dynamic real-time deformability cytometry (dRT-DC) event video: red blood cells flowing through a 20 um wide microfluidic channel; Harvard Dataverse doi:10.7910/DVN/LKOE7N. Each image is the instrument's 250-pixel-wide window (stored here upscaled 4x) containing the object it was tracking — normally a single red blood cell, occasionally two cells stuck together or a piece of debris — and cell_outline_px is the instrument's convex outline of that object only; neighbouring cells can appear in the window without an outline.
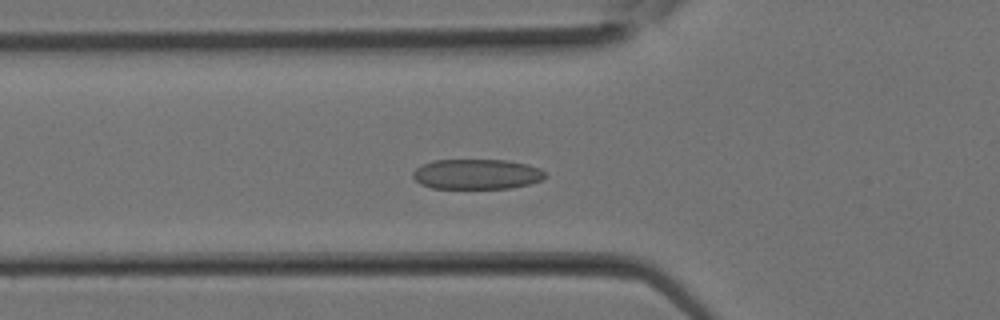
{"species": "Egyptian fruit bat (a non-hibernating species)", "species_latin": "Rousettus aegyptiacus", "temperature_condition": "room temperature", "stored_images_in_passage": 18, "camera_frame_rate_fps": 3000, "um_per_image_px": 0.085, "animal": {"sex": "female"}, "frame": {"image": 1, "passage_image": 10, "time_ms": 3.0, "image_size_px": [1000, 320], "cell_outline_px": [[544, 176], [540, 180], [528, 184], [512, 188], [432, 188], [420, 184], [412, 176], [412, 172], [416, 168], [424, 164], [436, 160], [504, 160], [528, 164], [540, 168], [544, 172]], "centroid_in_image_um": [40.5, 14.8], "position_along_channel_um": 85.3, "area_um2": 23.06}}
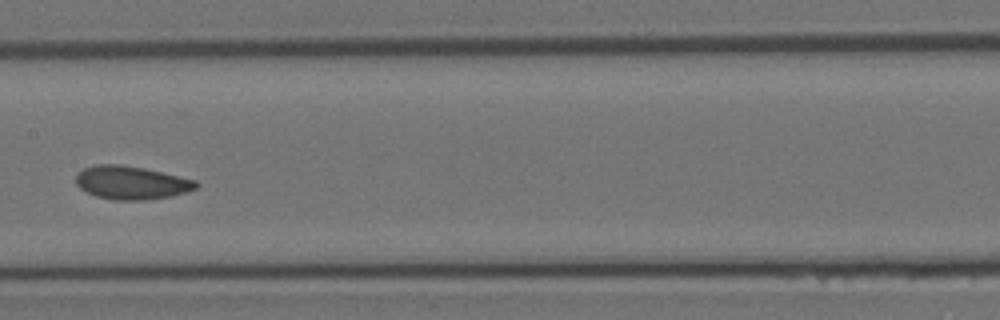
{"frame": {"image": 2, "passage_image": 15, "time_ms": 4.667, "image_size_px": [1000, 320], "cell_outline_px": [[200, 184], [196, 188], [184, 192], [168, 196], [144, 200], [112, 200], [96, 196], [80, 188], [76, 184], [76, 176], [84, 168], [96, 164], [120, 164], [144, 168], [196, 180]], "centroid_in_image_um": [11.15, 15.52], "position_along_channel_um": 196.3, "area_um2": 23.12}}
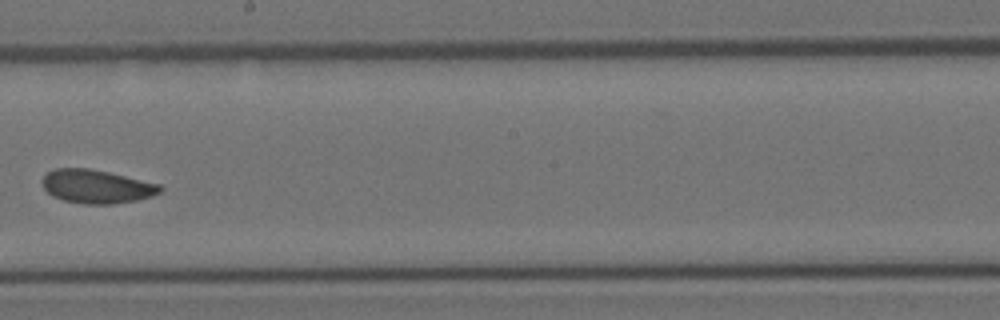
{"frame": {"image": 3, "passage_image": 17, "time_ms": 5.333, "image_size_px": [1000, 320], "cell_outline_px": [[164, 188], [160, 192], [152, 196], [136, 200], [112, 204], [84, 204], [64, 200], [52, 196], [44, 188], [40, 180], [48, 172], [56, 168], [88, 168], [108, 172], [160, 184]], "centroid_in_image_um": [8.2, 15.85], "position_along_channel_um": 240.0, "area_um2": 23.0}}